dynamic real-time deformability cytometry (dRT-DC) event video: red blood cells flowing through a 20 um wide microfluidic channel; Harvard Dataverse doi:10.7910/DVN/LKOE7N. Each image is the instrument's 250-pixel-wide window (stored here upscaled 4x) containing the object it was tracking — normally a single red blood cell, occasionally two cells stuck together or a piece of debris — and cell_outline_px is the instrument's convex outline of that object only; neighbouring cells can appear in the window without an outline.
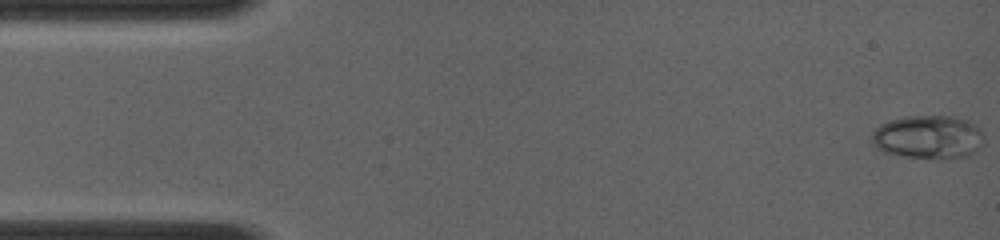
{"species": "common noctule bat (a hibernating species)", "species_latin": "Nyctalus noctula", "temperature_condition": "room temperature", "stored_images_in_passage": 7, "camera_frame_rate_fps": 4000, "um_per_image_px": 0.085, "animal": {"sex": "female", "body_mass_g": 19.0, "forearm_length_mm": 56.7}, "frame": {"image": 1, "passage_image": 1, "time_ms": 0.0, "image_size_px": [1000, 240], "cell_outline_px": [[980, 144], [976, 152], [968, 156], [948, 160], [936, 160], [904, 156], [888, 152], [876, 148], [872, 144], [872, 132], [880, 124], [888, 120], [904, 116], [952, 116], [968, 120], [976, 124], [980, 128]], "centroid_in_image_um": [78.89, 11.66], "position_along_channel_um": 6.1, "area_um2": 28.78}}
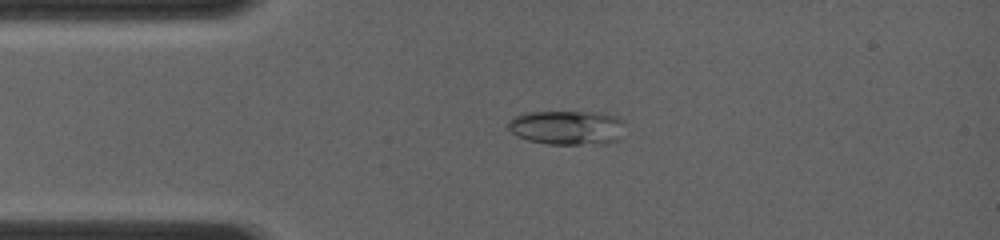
{"frame": {"image": 2, "passage_image": 6, "time_ms": 3.0, "image_size_px": [1000, 240], "cell_outline_px": [[624, 124], [616, 140], [604, 144], [548, 144], [528, 140], [516, 136], [508, 128], [508, 120], [512, 116], [528, 112], [600, 112], [616, 116], [624, 120]], "centroid_in_image_um": [48.17, 10.83], "position_along_channel_um": 36.8, "area_um2": 23.47}}